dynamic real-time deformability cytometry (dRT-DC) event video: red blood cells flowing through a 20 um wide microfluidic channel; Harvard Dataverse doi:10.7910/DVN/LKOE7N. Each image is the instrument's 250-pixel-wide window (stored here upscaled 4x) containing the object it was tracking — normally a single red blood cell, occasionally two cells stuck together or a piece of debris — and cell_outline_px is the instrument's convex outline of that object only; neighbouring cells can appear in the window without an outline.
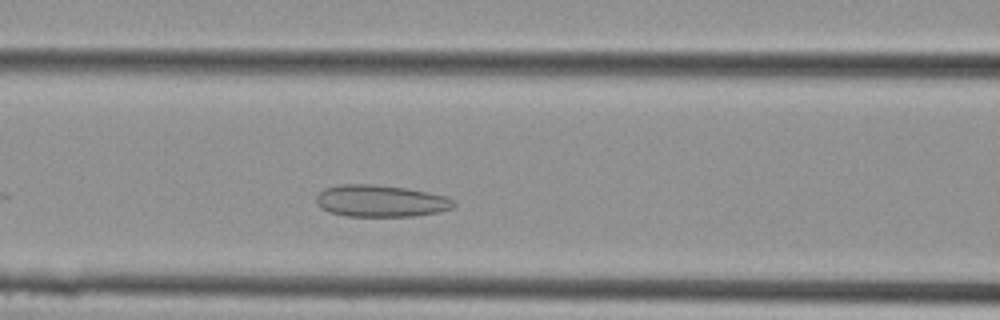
{"species": "Egyptian fruit bat (a non-hibernating species)", "species_latin": "Rousettus aegyptiacus", "temperature_condition": "cold", "stored_images_in_passage": 6, "camera_frame_rate_fps": 3000, "um_per_image_px": 0.085, "animal": {"sex": "female"}, "frame": {"image": 1, "passage_image": 4, "time_ms": 1.0, "image_size_px": [1000, 320], "cell_outline_px": [[456, 204], [452, 208], [440, 212], [416, 216], [344, 216], [328, 212], [320, 208], [316, 204], [316, 196], [324, 188], [340, 184], [372, 184], [404, 188], [428, 192], [444, 196], [452, 200]], "centroid_in_image_um": [32.31, 17.09], "position_along_channel_um": 134.3, "area_um2": 25.66}}
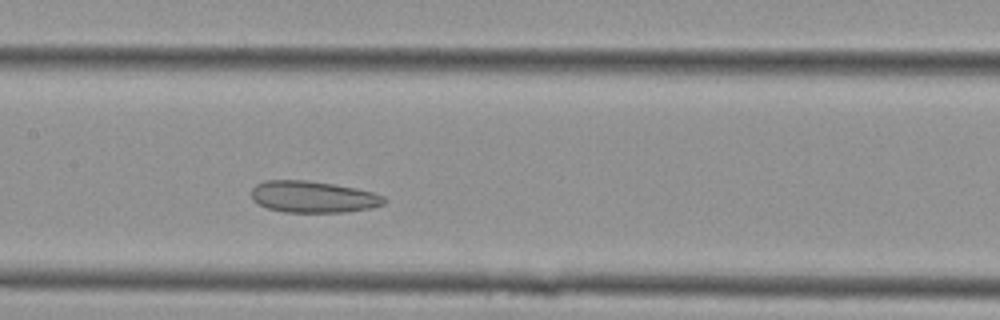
{"frame": {"image": 2, "passage_image": 6, "time_ms": 1.667, "image_size_px": [1000, 320], "cell_outline_px": [[388, 200], [384, 204], [368, 208], [344, 212], [284, 212], [268, 208], [252, 200], [252, 188], [256, 184], [264, 180], [308, 180], [356, 188], [372, 192], [384, 196]], "centroid_in_image_um": [26.61, 16.72], "position_along_channel_um": 180.8, "area_um2": 24.39}}